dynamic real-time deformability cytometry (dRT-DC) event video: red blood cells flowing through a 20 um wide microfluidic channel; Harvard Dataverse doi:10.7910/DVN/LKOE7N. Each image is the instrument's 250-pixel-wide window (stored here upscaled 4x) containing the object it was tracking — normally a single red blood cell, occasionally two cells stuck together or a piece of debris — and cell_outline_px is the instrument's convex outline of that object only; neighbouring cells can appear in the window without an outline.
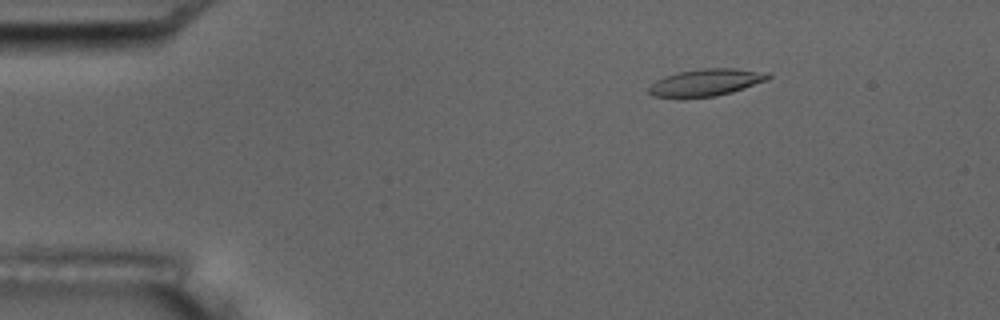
{"species": "common noctule bat (a hibernating species)", "species_latin": "Nyctalus noctula", "temperature_condition": "room temperature", "stored_images_in_passage": 4, "camera_frame_rate_fps": 3000, "um_per_image_px": 0.085, "animal": {"sex": "male", "body_mass_g": 17.5, "forearm_length_mm": 52.3}, "frame": {"image": 1, "passage_image": 2, "time_ms": 1.0, "image_size_px": [1000, 320], "cell_outline_px": [[772, 76], [768, 80], [732, 92], [716, 96], [652, 96], [648, 92], [648, 88], [656, 80], [664, 76], [680, 72], [704, 68], [732, 68], [772, 72]], "centroid_in_image_um": [60.1, 6.98], "position_along_channel_um": 24.9, "area_um2": 18.55}}